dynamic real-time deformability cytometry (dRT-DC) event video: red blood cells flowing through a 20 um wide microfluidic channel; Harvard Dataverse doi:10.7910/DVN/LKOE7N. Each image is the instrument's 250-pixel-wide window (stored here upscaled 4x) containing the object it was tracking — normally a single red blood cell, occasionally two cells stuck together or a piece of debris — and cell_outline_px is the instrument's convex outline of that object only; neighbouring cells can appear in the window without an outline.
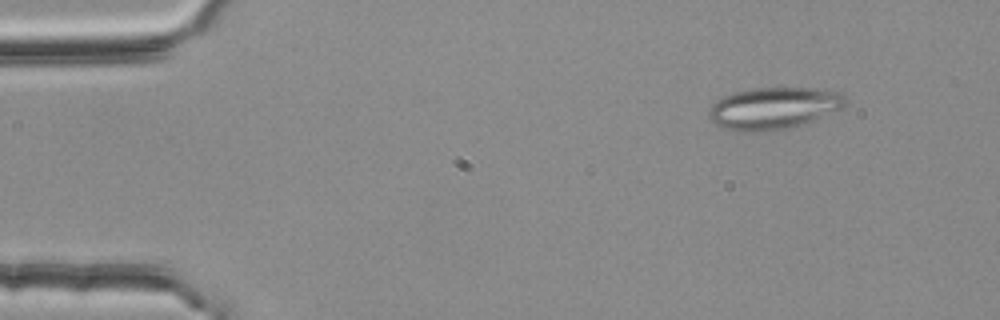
{"species": "common noctule bat (a hibernating species)", "species_latin": "Nyctalus noctula", "temperature_condition": "room temperature", "stored_images_in_passage": 49, "segment_of_instrument_passage": [1, 2], "camera_frame_rate_fps": 3000, "um_per_image_px": 0.085, "animal": {"sex": "female", "body_mass_g": 25.1}, "frame": {"image": 1, "passage_image": 1, "time_ms": 0.0, "image_size_px": [1000, 320], "cell_outline_px": [[844, 104], [840, 108], [812, 120], [788, 128], [764, 132], [732, 132], [716, 124], [708, 116], [708, 112], [712, 104], [716, 100], [724, 96], [736, 92], [752, 88], [804, 88], [840, 92], [844, 96]], "centroid_in_image_um": [65.66, 9.21], "position_along_channel_um": 19.3, "area_um2": 32.95}}